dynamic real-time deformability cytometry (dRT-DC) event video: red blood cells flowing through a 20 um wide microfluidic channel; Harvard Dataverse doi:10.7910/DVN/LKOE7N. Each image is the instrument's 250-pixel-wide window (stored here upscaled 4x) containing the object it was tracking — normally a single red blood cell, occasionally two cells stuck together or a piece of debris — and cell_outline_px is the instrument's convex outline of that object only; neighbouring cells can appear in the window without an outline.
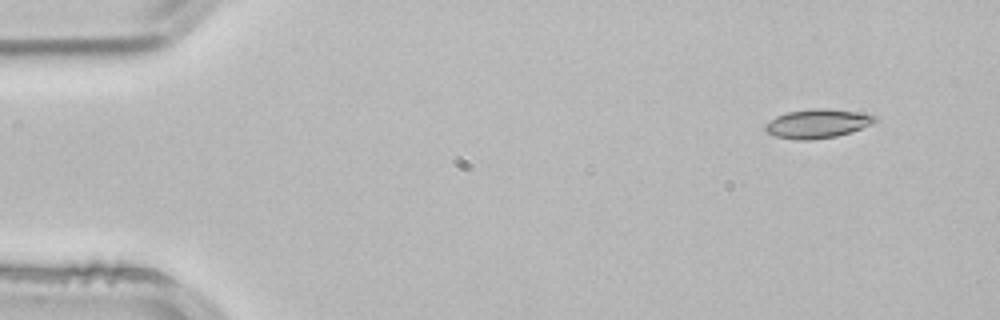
{"species": "common noctule bat (a hibernating species)", "species_latin": "Nyctalus noctula", "temperature_condition": "room temperature", "stored_images_in_passage": 3, "camera_frame_rate_fps": 3000, "um_per_image_px": 0.085, "animal": {"sex": "male", "body_mass_g": 21.5, "forearm_length_mm": 52.0}, "frame": {"image": 1, "passage_image": 1, "time_ms": 0.0, "image_size_px": [1000, 320], "cell_outline_px": [[876, 120], [872, 124], [852, 132], [836, 136], [812, 140], [796, 140], [776, 136], [768, 132], [764, 128], [764, 124], [776, 116], [788, 112], [812, 108], [828, 108], [856, 112], [876, 116]], "centroid_in_image_um": [69.47, 10.51], "position_along_channel_um": 15.5, "area_um2": 18.5}}